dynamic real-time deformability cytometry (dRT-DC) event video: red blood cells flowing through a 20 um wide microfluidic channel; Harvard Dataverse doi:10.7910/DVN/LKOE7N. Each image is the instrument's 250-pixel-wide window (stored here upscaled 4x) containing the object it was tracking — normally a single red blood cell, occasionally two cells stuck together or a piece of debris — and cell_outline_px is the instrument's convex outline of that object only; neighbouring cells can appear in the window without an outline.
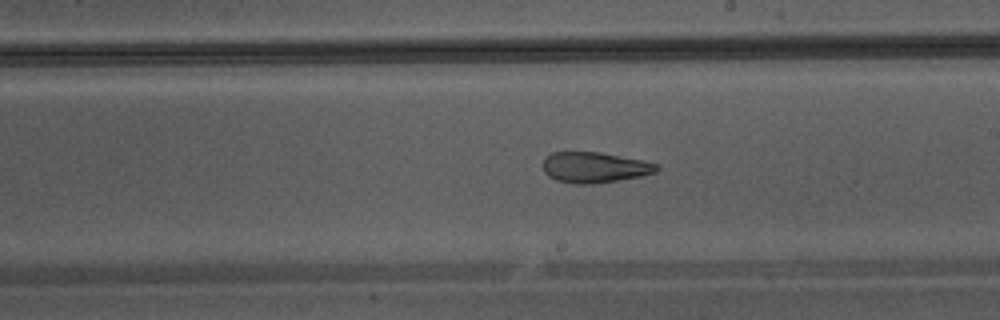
{"species": "Egyptian fruit bat (a non-hibernating species)", "species_latin": "Rousettus aegyptiacus", "temperature_condition": "warm", "stored_images_in_passage": 34, "camera_frame_rate_fps": 3000, "um_per_image_px": 0.085, "animal": {"sex": "male"}, "frame": {"image": 1, "passage_image": 15, "time_ms": 4.667, "image_size_px": [1000, 320], "cell_outline_px": [[660, 168], [656, 172], [640, 176], [592, 184], [572, 184], [556, 180], [548, 176], [544, 172], [544, 160], [552, 152], [600, 152], [644, 160], [656, 164]], "centroid_in_image_um": [50.54, 14.23], "position_along_channel_um": 238.5, "area_um2": 20.23}}